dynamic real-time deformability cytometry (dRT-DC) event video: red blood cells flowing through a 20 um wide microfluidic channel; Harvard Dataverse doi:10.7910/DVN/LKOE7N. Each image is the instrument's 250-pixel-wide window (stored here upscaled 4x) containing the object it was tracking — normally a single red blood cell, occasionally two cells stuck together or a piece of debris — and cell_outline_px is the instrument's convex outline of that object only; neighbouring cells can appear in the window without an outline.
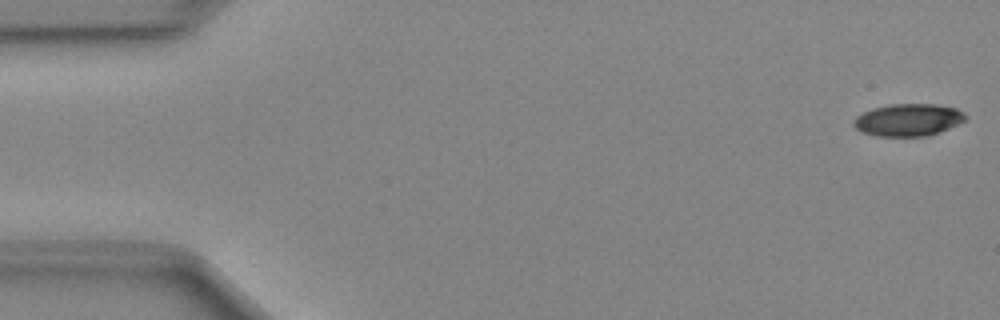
{"species": "Egyptian fruit bat (a non-hibernating species)", "species_latin": "Rousettus aegyptiacus", "temperature_condition": "cold", "stored_images_in_passage": 49, "camera_frame_rate_fps": 3000, "um_per_image_px": 0.085, "animal": {"sex": "female"}, "frame": {"image": 1, "passage_image": 1, "time_ms": 0.0, "image_size_px": [1000, 320], "cell_outline_px": [[968, 120], [928, 136], [876, 136], [860, 132], [852, 124], [852, 120], [856, 116], [872, 108], [892, 104], [936, 104], [956, 108], [964, 112], [968, 116]], "centroid_in_image_um": [77.2, 10.19], "position_along_channel_um": 7.8, "area_um2": 21.27}}
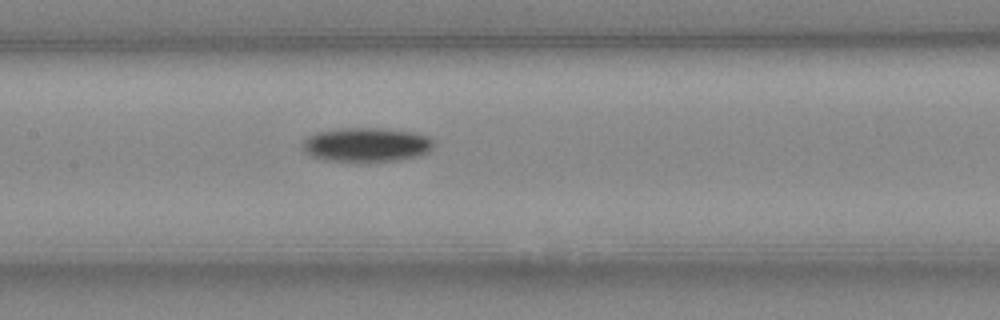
{"frame": {"image": 2, "passage_image": 23, "time_ms": 7.333, "image_size_px": [1000, 320], "cell_outline_px": [[436, 144], [428, 152], [420, 156], [400, 160], [364, 164], [352, 164], [324, 160], [312, 156], [304, 152], [304, 140], [308, 136], [316, 132], [344, 128], [380, 128], [412, 132], [428, 136]], "centroid_in_image_um": [31.16, 12.35], "position_along_channel_um": 176.2, "area_um2": 27.05}}
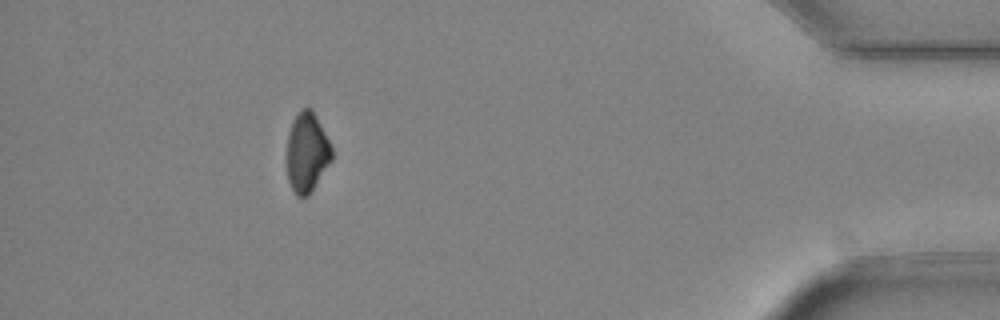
{"frame": {"image": 3, "passage_image": 44, "time_ms": 14.333, "image_size_px": [1000, 320], "cell_outline_px": [[332, 160], [308, 196], [296, 196], [288, 180], [288, 132], [292, 120], [304, 108], [312, 108], [332, 148]], "centroid_in_image_um": [26.1, 12.96], "position_along_channel_um": 409.1, "area_um2": 20.46}}